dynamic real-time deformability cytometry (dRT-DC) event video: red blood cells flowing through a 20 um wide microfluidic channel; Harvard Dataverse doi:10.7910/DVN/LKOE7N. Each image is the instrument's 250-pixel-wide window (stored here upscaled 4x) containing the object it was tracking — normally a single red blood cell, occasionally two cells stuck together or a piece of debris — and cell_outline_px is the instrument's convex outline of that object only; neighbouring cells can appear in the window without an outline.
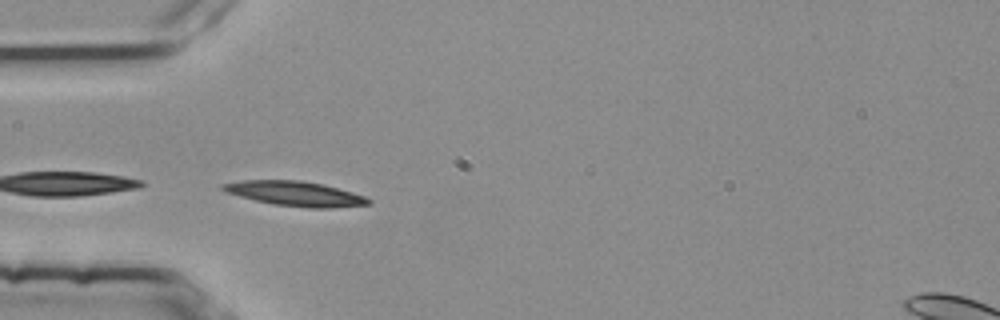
{"species": "common noctule bat (a hibernating species)", "species_latin": "Nyctalus noctula", "temperature_condition": "room temperature", "stored_images_in_passage": 28, "camera_frame_rate_fps": 3000, "um_per_image_px": 0.085, "animal": {"sex": "female", "body_mass_g": 25.1}, "frame": {"image": 1, "passage_image": 1, "time_ms": 0.0, "image_size_px": [1000, 320], "cell_outline_px": [[372, 204], [332, 208], [308, 208], [272, 204], [224, 192], [220, 188], [220, 184], [240, 180], [300, 180], [324, 184], [352, 192], [364, 196], [372, 200]], "centroid_in_image_um": [25.09, 16.46], "position_along_channel_um": 59.9, "area_um2": 21.15}, "authors_computed_cell_mechanics": {"area_um2": 20.7791, "velocity_mm_per_s": 3.7514, "shape_relaxation_time_tau1_ms": 6.3274, "shape_relaxation_time_tau2_ms": null, "deformation_change_tau1": 0.1479, "deformation_change_tau2": null}}